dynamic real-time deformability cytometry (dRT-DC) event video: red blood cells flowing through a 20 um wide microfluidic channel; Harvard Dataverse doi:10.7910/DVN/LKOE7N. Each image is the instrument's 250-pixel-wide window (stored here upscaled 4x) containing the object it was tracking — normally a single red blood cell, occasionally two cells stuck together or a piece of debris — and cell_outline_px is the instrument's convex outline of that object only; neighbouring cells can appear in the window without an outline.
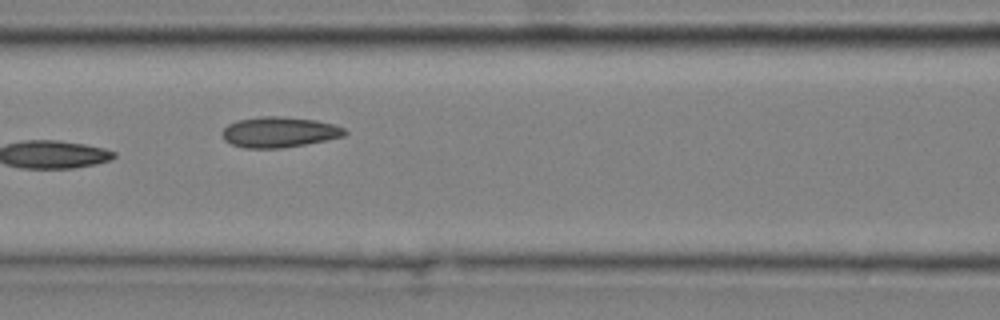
{"species": "common noctule bat (a hibernating species)", "species_latin": "Nyctalus noctula", "temperature_condition": "cold", "stored_images_in_passage": 9, "camera_frame_rate_fps": 3000, "um_per_image_px": 0.085, "animal": {"sex": "male", "body_mass_g": 20.4}, "frame": {"image": 1, "passage_image": 7, "time_ms": 2.0, "image_size_px": [1000, 320], "cell_outline_px": [[348, 132], [344, 136], [284, 148], [244, 148], [232, 144], [224, 140], [220, 132], [228, 124], [236, 120], [260, 116], [276, 116], [316, 120], [332, 124], [344, 128]], "centroid_in_image_um": [23.68, 11.23], "position_along_channel_um": 142.9, "area_um2": 21.79}}
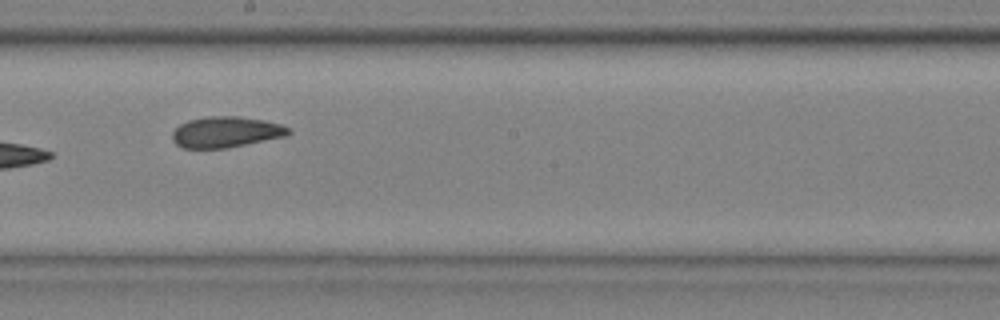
{"frame": {"image": 2, "passage_image": 9, "time_ms": 2.667, "image_size_px": [1000, 320], "cell_outline_px": [[292, 132], [288, 136], [228, 148], [184, 148], [176, 144], [172, 140], [172, 132], [180, 124], [188, 120], [208, 116], [240, 116], [264, 120], [280, 124], [292, 128]], "centroid_in_image_um": [19.25, 11.22], "position_along_channel_um": 229.0, "area_um2": 21.21}}